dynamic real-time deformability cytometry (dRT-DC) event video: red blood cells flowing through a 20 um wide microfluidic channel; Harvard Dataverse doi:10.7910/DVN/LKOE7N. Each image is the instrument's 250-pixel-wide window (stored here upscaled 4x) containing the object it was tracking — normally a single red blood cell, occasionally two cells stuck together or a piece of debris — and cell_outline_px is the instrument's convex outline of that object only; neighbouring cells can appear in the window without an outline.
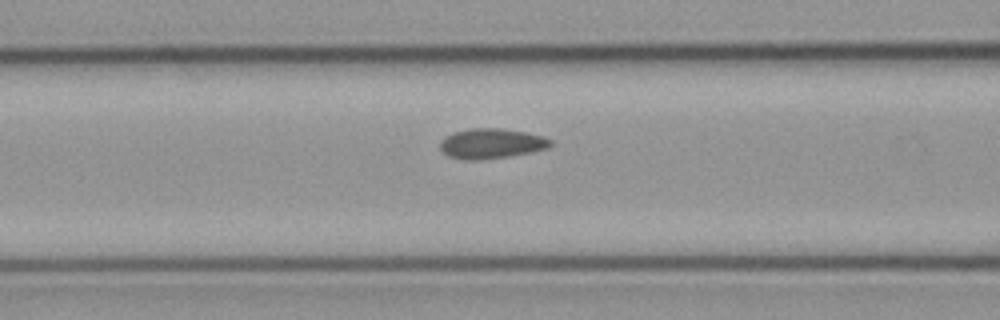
{"species": "common noctule bat (a hibernating species)", "species_latin": "Nyctalus noctula", "temperature_condition": "cold", "stored_images_in_passage": 17, "camera_frame_rate_fps": 3000, "um_per_image_px": 0.085, "animal": {"sex": "male", "body_mass_g": 23.1, "forearm_length_mm": 52.7}, "frame": {"image": 1, "passage_image": 15, "time_ms": 4.667, "image_size_px": [1000, 320], "cell_outline_px": [[552, 144], [548, 148], [532, 152], [508, 156], [480, 160], [464, 160], [448, 156], [440, 148], [440, 140], [444, 136], [452, 132], [472, 128], [500, 128], [524, 132], [544, 136], [552, 140]], "centroid_in_image_um": [41.75, 12.2], "position_along_channel_um": 124.9, "area_um2": 19.48}}